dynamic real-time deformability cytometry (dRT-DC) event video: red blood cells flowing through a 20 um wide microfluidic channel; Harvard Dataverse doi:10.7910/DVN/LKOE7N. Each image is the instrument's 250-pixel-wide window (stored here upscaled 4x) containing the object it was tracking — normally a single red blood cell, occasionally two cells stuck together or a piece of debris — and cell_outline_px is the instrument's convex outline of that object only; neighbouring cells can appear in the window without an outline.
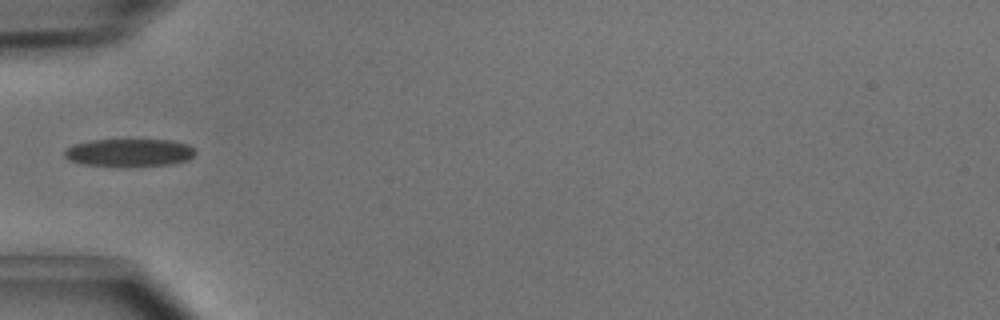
{"species": "common noctule bat (a hibernating species)", "species_latin": "Nyctalus noctula", "temperature_condition": "cold", "stored_images_in_passage": 34, "camera_frame_rate_fps": 3000, "um_per_image_px": 0.085, "animal": {"sex": "male", "body_mass_g": 15.6}, "frame": {"image": 1, "passage_image": 1, "time_ms": 0.0, "image_size_px": [1000, 320], "cell_outline_px": [[196, 152], [188, 160], [172, 164], [124, 168], [84, 164], [68, 160], [64, 156], [64, 152], [72, 144], [88, 140], [172, 140], [188, 144], [196, 148]], "centroid_in_image_um": [11.0, 12.99], "position_along_channel_um": 74.0, "area_um2": 21.79}}
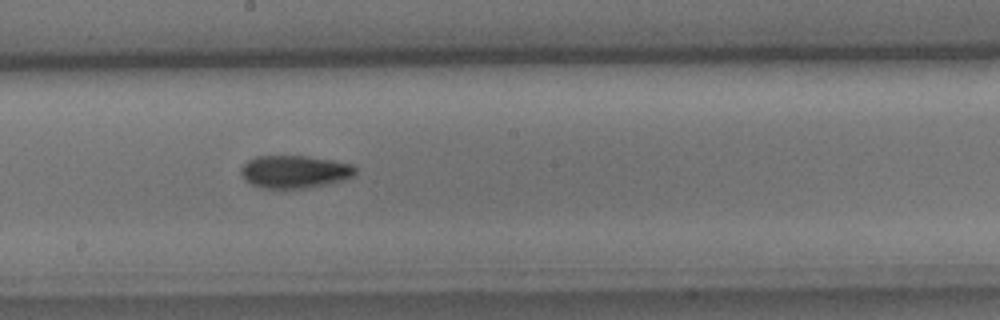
{"frame": {"image": 2, "passage_image": 12, "time_ms": 3.667, "image_size_px": [1000, 320], "cell_outline_px": [[356, 172], [352, 176], [344, 180], [304, 188], [264, 188], [252, 184], [244, 180], [240, 172], [240, 168], [248, 160], [256, 156], [308, 156], [332, 160], [352, 164], [356, 168]], "centroid_in_image_um": [25.02, 14.58], "position_along_channel_um": 223.2, "area_um2": 21.73}}
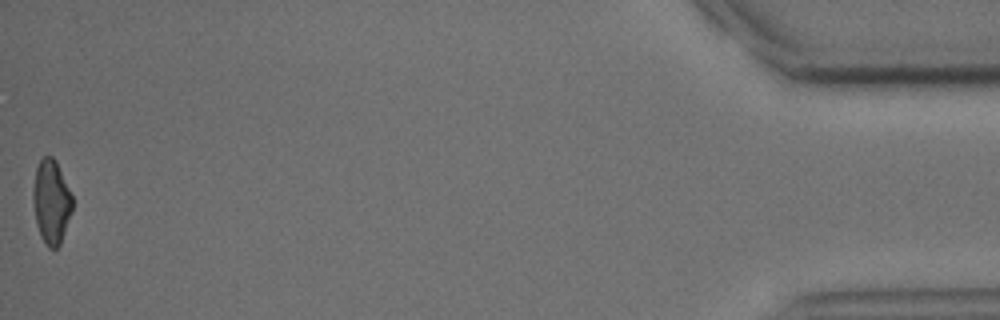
{"frame": {"image": 3, "passage_image": 34, "time_ms": 11.0, "image_size_px": [1000, 320], "cell_outline_px": [[72, 212], [60, 244], [56, 248], [48, 248], [40, 236], [36, 224], [32, 200], [32, 188], [36, 168], [40, 160], [44, 156], [52, 156], [56, 160], [72, 196]], "centroid_in_image_um": [4.34, 17.15], "position_along_channel_um": 430.9, "area_um2": 19.36}, "authors_computed_cell_mechanics": {"area_um2": 20.6924, "velocity_mm_per_s": 4.0399, "shape_relaxation_time_tau1_ms": 3.3704, "shape_relaxation_time_tau2_ms": 7.5786, "deformation_change_tau1": 0.1144, "deformation_change_tau2": 0.1384}}